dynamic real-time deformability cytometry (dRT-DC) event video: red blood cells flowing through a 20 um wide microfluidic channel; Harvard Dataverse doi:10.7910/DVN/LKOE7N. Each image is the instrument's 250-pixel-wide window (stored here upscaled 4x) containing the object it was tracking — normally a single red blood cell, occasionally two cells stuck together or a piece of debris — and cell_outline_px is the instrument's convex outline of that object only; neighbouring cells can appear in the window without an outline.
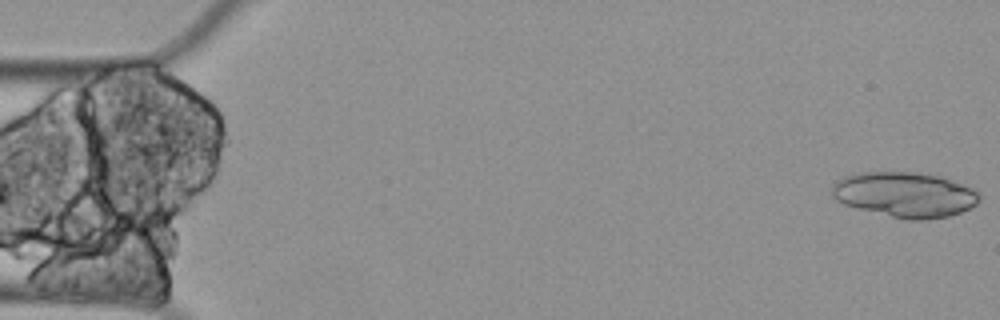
{"species": "Egyptian fruit bat (a non-hibernating species)", "species_latin": "Rousettus aegyptiacus", "temperature_condition": "cold", "stored_images_in_passage": 18, "segment_of_instrument_passage": [1, 2], "camera_frame_rate_fps": 3000, "um_per_image_px": 0.085, "animal": {"sex": "female"}, "frame": {"image": 1, "passage_image": 1, "time_ms": 0.0, "image_size_px": [1000, 320], "cell_outline_px": [[980, 200], [976, 204], [960, 212], [948, 216], [924, 220], [908, 220], [844, 204], [836, 200], [832, 196], [832, 188], [836, 180], [844, 176], [860, 172], [912, 172], [936, 176], [972, 188], [980, 196]], "centroid_in_image_um": [76.88, 16.54], "position_along_channel_um": 8.1, "area_um2": 38.15}}